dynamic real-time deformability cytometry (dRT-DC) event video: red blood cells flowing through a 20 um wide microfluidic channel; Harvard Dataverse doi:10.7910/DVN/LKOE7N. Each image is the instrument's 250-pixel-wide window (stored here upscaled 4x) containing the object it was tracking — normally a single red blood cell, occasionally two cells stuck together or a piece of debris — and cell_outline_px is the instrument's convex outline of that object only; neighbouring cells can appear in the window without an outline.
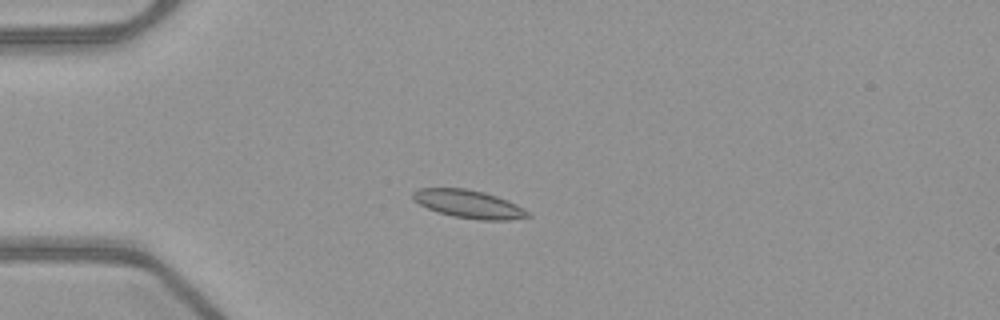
{"species": "common noctule bat (a hibernating species)", "species_latin": "Nyctalus noctula", "temperature_condition": "warm", "stored_images_in_passage": 52, "camera_frame_rate_fps": 3000, "um_per_image_px": 0.085, "animal": {"sex": "female", "body_mass_g": 21.9}, "frame": {"image": 1, "passage_image": 14, "time_ms": 4.333, "image_size_px": [1000, 320], "cell_outline_px": [[532, 216], [508, 220], [480, 220], [452, 216], [428, 208], [412, 200], [412, 192], [420, 188], [464, 188], [484, 192], [496, 196], [516, 204], [524, 208]], "centroid_in_image_um": [39.83, 17.34], "position_along_channel_um": 45.2, "area_um2": 18.67}}
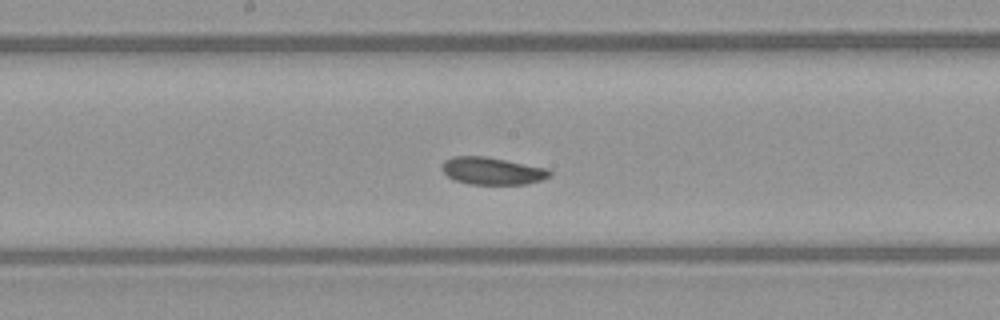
{"frame": {"image": 2, "passage_image": 28, "time_ms": 9.0, "image_size_px": [1000, 320], "cell_outline_px": [[552, 176], [528, 184], [468, 184], [456, 180], [448, 176], [440, 168], [440, 164], [444, 160], [452, 156], [484, 156], [548, 168], [552, 172]], "centroid_in_image_um": [41.83, 14.52], "position_along_channel_um": 206.4, "area_um2": 17.28}}
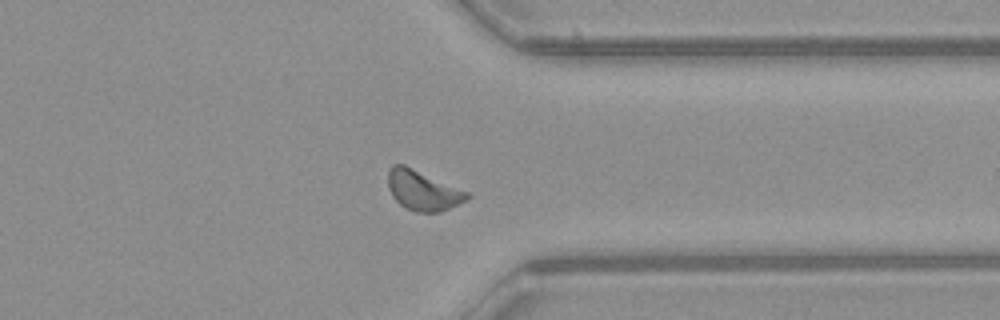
{"frame": {"image": 3, "passage_image": 41, "time_ms": 13.333, "image_size_px": [1000, 320], "cell_outline_px": [[472, 196], [468, 200], [440, 212], [416, 212], [400, 204], [392, 196], [388, 188], [388, 172], [392, 164], [404, 164], [468, 192]], "centroid_in_image_um": [35.94, 16.18], "position_along_channel_um": 375.5, "area_um2": 18.32}, "authors_computed_cell_mechanics": {"area_um2": 17.5423, "velocity_mm_per_s": 3.9656, "shape_relaxation_time_tau1_ms": 7.3699, "shape_relaxation_time_tau2_ms": 6.7662, "deformation_change_tau1": 0.0926, "deformation_change_tau2": 0.1351}}